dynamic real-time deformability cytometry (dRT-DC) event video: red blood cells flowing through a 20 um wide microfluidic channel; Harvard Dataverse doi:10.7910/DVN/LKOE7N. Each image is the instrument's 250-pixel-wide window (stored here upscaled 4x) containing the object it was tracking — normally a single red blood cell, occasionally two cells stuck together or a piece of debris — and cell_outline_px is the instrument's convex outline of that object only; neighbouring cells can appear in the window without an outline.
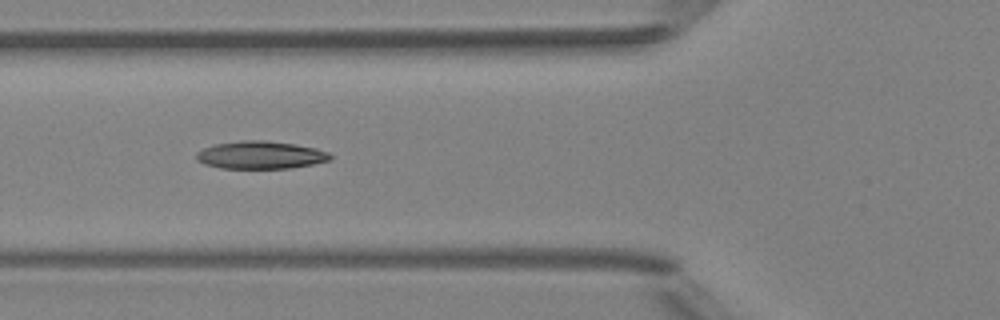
{"species": "Egyptian fruit bat (a non-hibernating species)", "species_latin": "Rousettus aegyptiacus", "temperature_condition": "room temperature", "stored_images_in_passage": 9, "camera_frame_rate_fps": 3000, "um_per_image_px": 0.085, "animal": {"sex": "female"}, "frame": {"image": 1, "passage_image": 6, "time_ms": 6.0, "image_size_px": [1000, 320], "cell_outline_px": [[332, 156], [328, 160], [312, 164], [292, 168], [220, 168], [204, 164], [196, 160], [196, 152], [212, 144], [240, 140], [264, 140], [296, 144], [316, 148], [328, 152]], "centroid_in_image_um": [22.1, 13.17], "position_along_channel_um": 103.7, "area_um2": 21.73}}
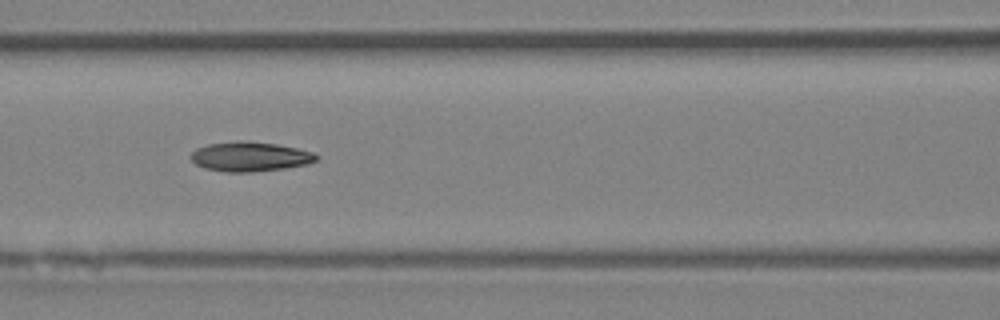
{"frame": {"image": 2, "passage_image": 7, "time_ms": 7.0, "image_size_px": [1000, 320], "cell_outline_px": [[320, 156], [316, 160], [308, 164], [284, 168], [252, 172], [224, 172], [204, 168], [196, 164], [188, 156], [196, 148], [208, 144], [236, 140], [244, 140], [276, 144], [296, 148], [312, 152]], "centroid_in_image_um": [21.22, 13.31], "position_along_channel_um": 145.4, "area_um2": 21.79}}
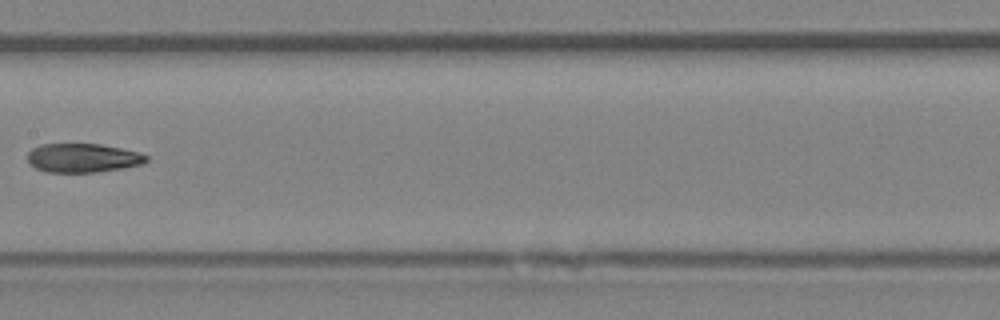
{"frame": {"image": 3, "passage_image": 8, "time_ms": 8.333, "image_size_px": [1000, 320], "cell_outline_px": [[148, 160], [144, 164], [124, 168], [96, 172], [48, 172], [36, 168], [28, 160], [28, 152], [32, 148], [40, 144], [100, 144], [140, 152], [148, 156]], "centroid_in_image_um": [7.08, 13.42], "position_along_channel_um": 200.3, "area_um2": 20.06}}